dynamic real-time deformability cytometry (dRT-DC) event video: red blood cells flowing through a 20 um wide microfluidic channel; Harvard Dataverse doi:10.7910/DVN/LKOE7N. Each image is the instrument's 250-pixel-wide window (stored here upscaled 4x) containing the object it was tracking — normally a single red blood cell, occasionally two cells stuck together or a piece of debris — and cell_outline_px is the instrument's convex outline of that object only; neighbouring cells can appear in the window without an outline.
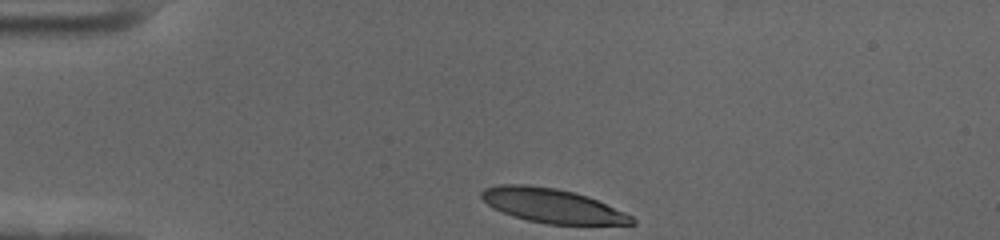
{"species": "human", "species_latin": "Homo sapiens", "temperature_condition": "cold", "stored_images_in_passage": 36, "camera_frame_rate_fps": 3000, "um_per_image_px": 0.085, "donor": {"sex": "female"}, "frame": {"image": 1, "passage_image": 1, "time_ms": 0.0, "image_size_px": [1000, 240], "cell_outline_px": [[636, 224], [548, 224], [528, 220], [512, 216], [492, 208], [480, 196], [480, 192], [484, 188], [500, 184], [524, 184], [556, 188], [588, 196], [624, 212], [632, 216], [636, 220]], "centroid_in_image_um": [46.91, 17.48], "position_along_channel_um": 38.1, "area_um2": 29.82}}
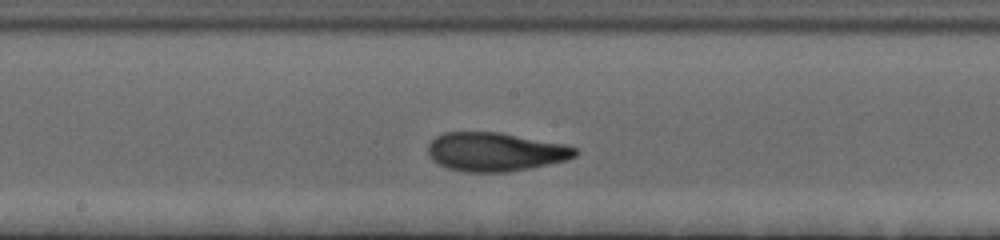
{"frame": {"image": 2, "passage_image": 19, "time_ms": 6.0, "image_size_px": [1000, 240], "cell_outline_px": [[580, 152], [576, 156], [568, 160], [508, 172], [464, 172], [448, 168], [432, 160], [428, 152], [428, 144], [436, 136], [444, 132], [500, 132], [564, 144], [576, 148]], "centroid_in_image_um": [42.11, 12.9], "position_along_channel_um": 206.1, "area_um2": 33.29}}
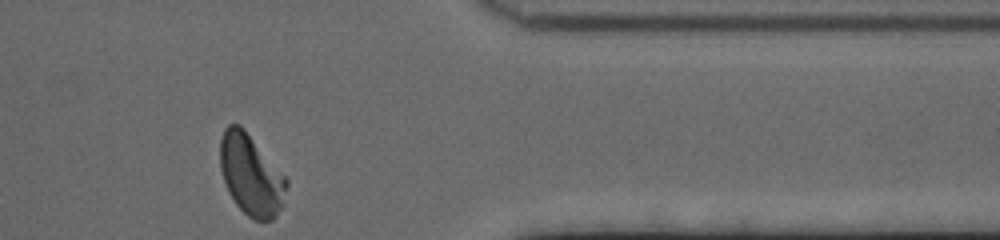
{"frame": {"image": 3, "passage_image": 36, "time_ms": 11.667, "image_size_px": [1000, 240], "cell_outline_px": [[288, 184], [280, 208], [276, 216], [272, 220], [256, 220], [248, 216], [236, 204], [228, 192], [220, 168], [220, 140], [224, 128], [228, 124], [240, 124], [244, 128], [288, 180]], "centroid_in_image_um": [21.31, 14.85], "position_along_channel_um": 390.1, "area_um2": 30.98}, "authors_computed_cell_mechanics": {"area_um2": 32.2524, "velocity_mm_per_s": 3.523, "shape_relaxation_time_tau1_ms": 6.1306, "shape_relaxation_time_tau2_ms": 1.3204, "deformation_change_tau1": 0.2454, "deformation_change_tau2": 0.0705}}